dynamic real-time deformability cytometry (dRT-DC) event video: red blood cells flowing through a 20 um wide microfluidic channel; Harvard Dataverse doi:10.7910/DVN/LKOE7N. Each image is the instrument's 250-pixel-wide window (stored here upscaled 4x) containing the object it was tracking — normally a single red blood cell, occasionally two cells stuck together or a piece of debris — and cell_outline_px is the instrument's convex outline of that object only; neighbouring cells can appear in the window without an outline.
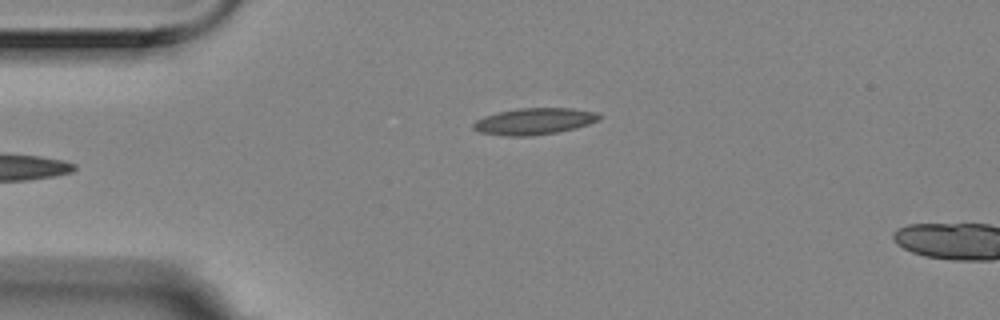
{"species": "Egyptian fruit bat (a non-hibernating species)", "species_latin": "Rousettus aegyptiacus", "temperature_condition": "room temperature", "stored_images_in_passage": 5, "camera_frame_rate_fps": 3000, "um_per_image_px": 0.085, "animal": {"sex": "female"}, "frame": {"image": 1, "passage_image": 5, "time_ms": 1.333, "image_size_px": [1000, 320], "cell_outline_px": [[600, 120], [576, 128], [556, 132], [532, 136], [508, 136], [480, 132], [472, 128], [472, 124], [476, 120], [484, 116], [500, 112], [520, 108], [572, 108], [596, 112], [600, 116]], "centroid_in_image_um": [45.41, 10.31], "position_along_channel_um": 39.6, "area_um2": 19.36}}